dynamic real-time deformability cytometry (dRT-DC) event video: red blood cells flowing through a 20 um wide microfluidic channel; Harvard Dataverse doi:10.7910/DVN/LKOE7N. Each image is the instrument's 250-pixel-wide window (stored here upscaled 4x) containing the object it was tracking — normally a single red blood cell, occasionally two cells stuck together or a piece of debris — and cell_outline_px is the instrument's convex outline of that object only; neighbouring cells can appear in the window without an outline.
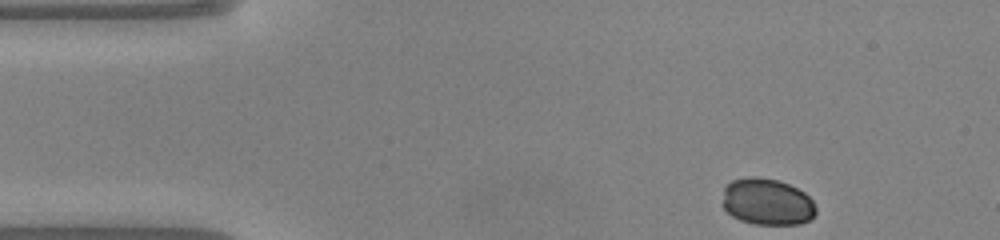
{"species": "common noctule bat (a hibernating species)", "species_latin": "Nyctalus noctula", "temperature_condition": "warm", "stored_images_in_passage": 7, "camera_frame_rate_fps": 3000, "um_per_image_px": 0.085, "animal": {"sex": "male", "body_mass_g": 20.0, "forearm_length_mm": 53.3}, "frame": {"image": 1, "passage_image": 1, "time_ms": 0.0, "image_size_px": [1000, 240], "cell_outline_px": [[816, 212], [808, 220], [800, 224], [752, 224], [740, 220], [732, 216], [724, 208], [724, 188], [732, 180], [748, 176], [756, 176], [776, 180], [788, 184], [804, 192], [812, 200], [816, 208]], "centroid_in_image_um": [65.2, 17.15], "position_along_channel_um": 19.8, "area_um2": 25.26}}